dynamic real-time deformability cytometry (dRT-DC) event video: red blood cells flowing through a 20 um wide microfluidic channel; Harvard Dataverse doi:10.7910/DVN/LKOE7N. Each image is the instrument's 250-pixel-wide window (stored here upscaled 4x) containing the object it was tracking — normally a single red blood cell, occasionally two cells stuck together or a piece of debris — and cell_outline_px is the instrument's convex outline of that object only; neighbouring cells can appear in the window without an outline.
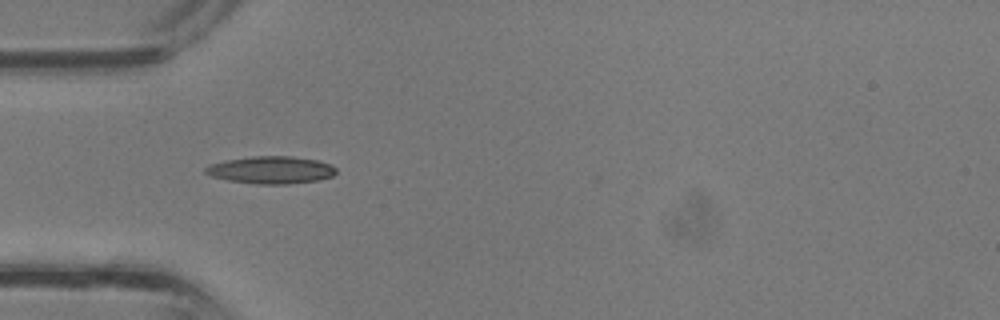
{"species": "common noctule bat (a hibernating species)", "species_latin": "Nyctalus noctula", "temperature_condition": "room temperature", "stored_images_in_passage": 13, "camera_frame_rate_fps": 3000, "um_per_image_px": 0.085, "animal": {"sex": "male", "body_mass_g": 13.3}, "frame": {"image": 1, "passage_image": 1, "time_ms": 0.0, "image_size_px": [1000, 320], "cell_outline_px": [[336, 172], [332, 176], [320, 180], [288, 184], [256, 184], [228, 180], [212, 176], [204, 172], [204, 168], [208, 164], [228, 160], [252, 156], [292, 156], [316, 160], [328, 164], [336, 168]], "centroid_in_image_um": [23.02, 14.45], "position_along_channel_um": 62.0, "area_um2": 20.81}}
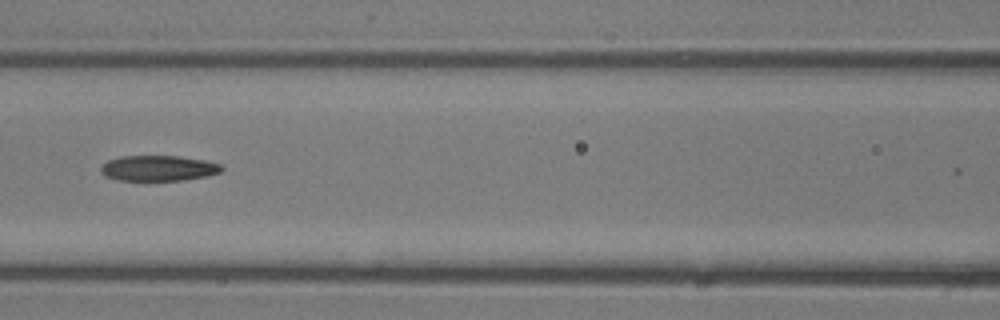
{"frame": {"image": 2, "passage_image": 6, "time_ms": 1.667, "image_size_px": [1000, 320], "cell_outline_px": [[224, 168], [220, 172], [208, 176], [184, 180], [116, 180], [104, 176], [100, 172], [100, 168], [108, 160], [120, 156], [176, 156], [204, 160], [220, 164]], "centroid_in_image_um": [13.45, 14.3], "position_along_channel_um": 153.2, "area_um2": 17.98}}
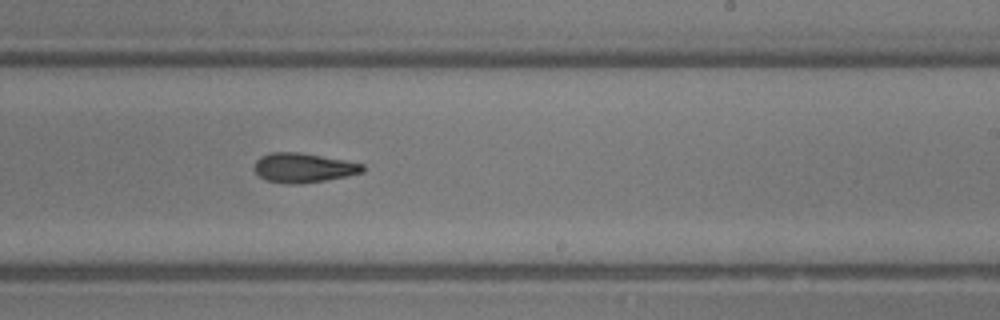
{"frame": {"image": 3, "passage_image": 12, "time_ms": 3.667, "image_size_px": [1000, 320], "cell_outline_px": [[364, 172], [348, 176], [300, 184], [288, 184], [264, 180], [256, 172], [256, 160], [260, 156], [272, 152], [300, 152], [344, 160], [364, 164]], "centroid_in_image_um": [25.8, 14.26], "position_along_channel_um": 263.2, "area_um2": 18.55}}